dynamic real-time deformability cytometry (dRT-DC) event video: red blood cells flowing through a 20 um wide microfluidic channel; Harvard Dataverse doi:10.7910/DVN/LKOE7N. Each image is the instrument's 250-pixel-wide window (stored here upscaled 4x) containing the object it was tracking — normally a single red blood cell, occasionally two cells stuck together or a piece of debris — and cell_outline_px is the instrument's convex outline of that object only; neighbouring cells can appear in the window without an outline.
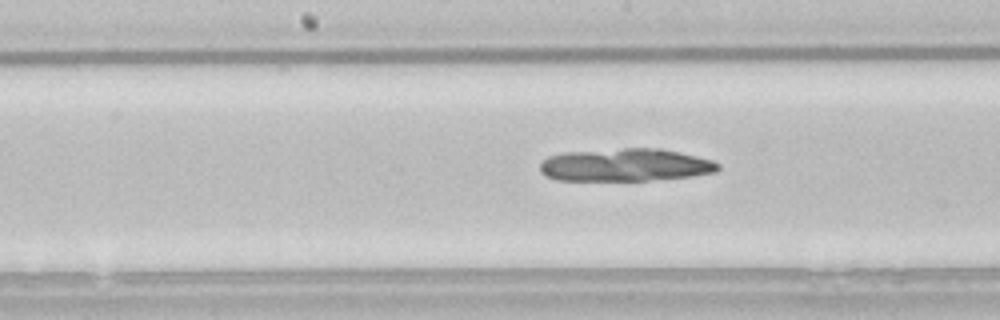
{"species": "common noctule bat (a hibernating species)", "species_latin": "Nyctalus noctula", "temperature_condition": "room temperature", "stored_images_in_passage": 39, "camera_frame_rate_fps": 3000, "um_per_image_px": 0.085, "animal": {"sex": "male", "body_mass_g": 21.5, "forearm_length_mm": 52.0}, "frame": {"image": 1, "passage_image": 13, "time_ms": 4.0, "image_size_px": [1000, 320], "cell_outline_px": [[720, 168], [716, 172], [692, 176], [648, 180], [556, 180], [548, 176], [540, 168], [540, 164], [548, 156], [568, 152], [624, 148], [660, 148], [680, 152], [712, 160], [720, 164]], "centroid_in_image_um": [53.21, 14.02], "position_along_channel_um": 195.0, "area_um2": 33.76}}
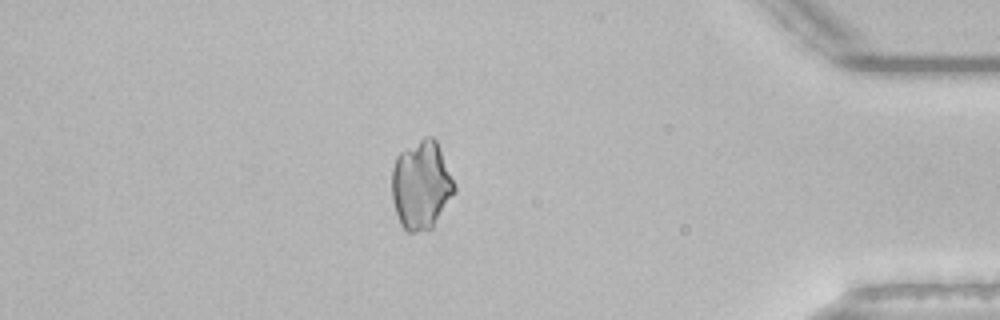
{"frame": {"image": 2, "passage_image": 32, "time_ms": 10.333, "image_size_px": [1000, 320], "cell_outline_px": [[456, 192], [432, 228], [416, 232], [408, 232], [400, 224], [396, 212], [392, 196], [392, 168], [396, 156], [400, 152], [424, 136], [432, 136], [436, 140], [456, 188]], "centroid_in_image_um": [35.8, 15.73], "position_along_channel_um": 399.4, "area_um2": 32.14}}